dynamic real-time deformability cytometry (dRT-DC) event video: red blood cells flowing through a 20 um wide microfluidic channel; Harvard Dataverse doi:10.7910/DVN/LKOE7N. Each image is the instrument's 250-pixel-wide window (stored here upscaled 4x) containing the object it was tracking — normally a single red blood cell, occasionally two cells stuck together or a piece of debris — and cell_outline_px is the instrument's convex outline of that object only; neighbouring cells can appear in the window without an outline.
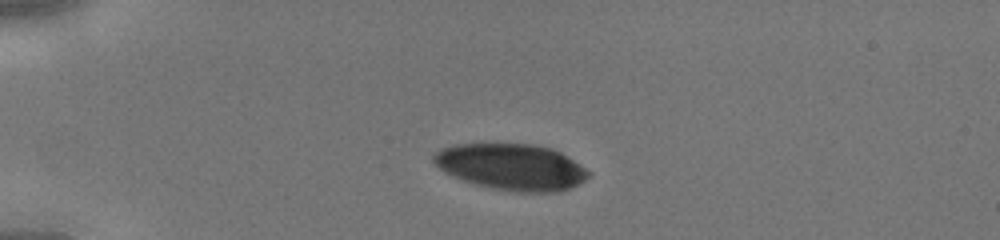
{"species": "human", "species_latin": "Homo sapiens", "temperature_condition": "cold", "stored_images_in_passage": 34, "camera_frame_rate_fps": 3000, "um_per_image_px": 0.085, "donor": {"sex": "male"}, "frame": {"image": 1, "passage_image": 1, "time_ms": 0.0, "image_size_px": [1000, 240], "cell_outline_px": [[592, 172], [584, 180], [560, 192], [512, 192], [492, 188], [476, 184], [452, 176], [444, 172], [432, 160], [432, 156], [440, 148], [452, 144], [532, 144], [552, 148], [560, 152]], "centroid_in_image_um": [43.45, 14.18], "position_along_channel_um": 41.5, "area_um2": 41.73}}
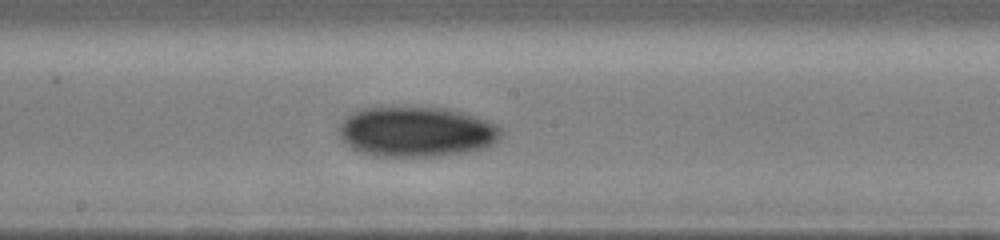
{"frame": {"image": 2, "passage_image": 15, "time_ms": 4.667, "image_size_px": [1000, 240], "cell_outline_px": [[500, 136], [492, 144], [484, 148], [468, 152], [440, 156], [376, 156], [360, 152], [352, 148], [336, 136], [336, 128], [344, 116], [360, 108], [448, 108], [496, 124], [500, 128]], "centroid_in_image_um": [35.29, 11.21], "position_along_channel_um": 212.9, "area_um2": 47.51}}
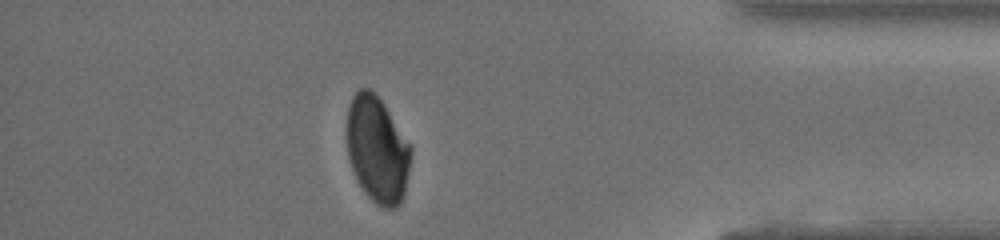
{"frame": {"image": 3, "passage_image": 29, "time_ms": 9.333, "image_size_px": [1000, 240], "cell_outline_px": [[412, 152], [404, 192], [400, 204], [396, 208], [384, 208], [376, 204], [364, 192], [352, 168], [348, 156], [348, 108], [352, 96], [360, 88], [368, 88], [384, 104], [412, 144]], "centroid_in_image_um": [32.1, 12.71], "position_along_channel_um": 403.1, "area_um2": 39.48}}